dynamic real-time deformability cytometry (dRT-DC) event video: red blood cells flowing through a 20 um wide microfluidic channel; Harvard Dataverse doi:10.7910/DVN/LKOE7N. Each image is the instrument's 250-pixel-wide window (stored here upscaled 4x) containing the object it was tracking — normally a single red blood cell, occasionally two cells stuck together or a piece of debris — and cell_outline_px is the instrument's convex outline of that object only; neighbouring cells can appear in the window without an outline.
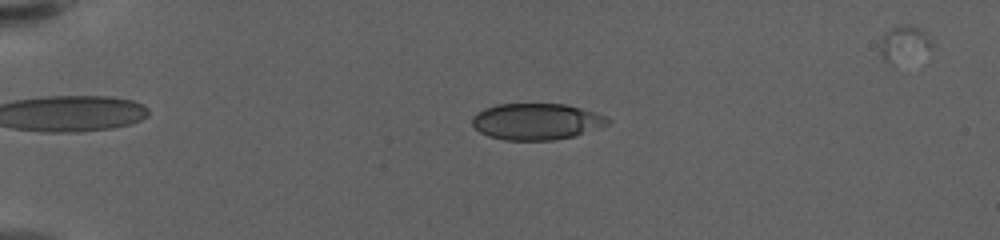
{"species": "human", "species_latin": "Homo sapiens", "temperature_condition": "warm", "stored_images_in_passage": 60, "camera_frame_rate_fps": 3000, "um_per_image_px": 0.085, "donor": {"sex": "female"}, "frame": {"image": 1, "passage_image": 16, "time_ms": 5.0, "image_size_px": [1000, 240], "cell_outline_px": [[612, 120], [608, 124], [600, 128], [572, 136], [552, 140], [504, 140], [488, 136], [480, 132], [472, 124], [472, 116], [484, 108], [496, 104], [564, 104], [580, 108], [604, 116]], "centroid_in_image_um": [45.57, 10.33], "position_along_channel_um": 39.4, "area_um2": 28.61}}
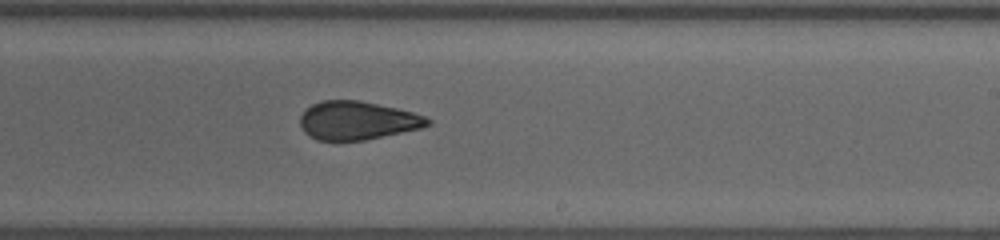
{"frame": {"image": 2, "passage_image": 39, "time_ms": 12.667, "image_size_px": [1000, 240], "cell_outline_px": [[432, 124], [424, 128], [364, 140], [316, 140], [304, 132], [300, 124], [300, 116], [312, 104], [324, 100], [360, 100], [396, 108], [412, 112], [424, 116], [432, 120]], "centroid_in_image_um": [30.41, 10.25], "position_along_channel_um": 258.6, "area_um2": 28.55}}
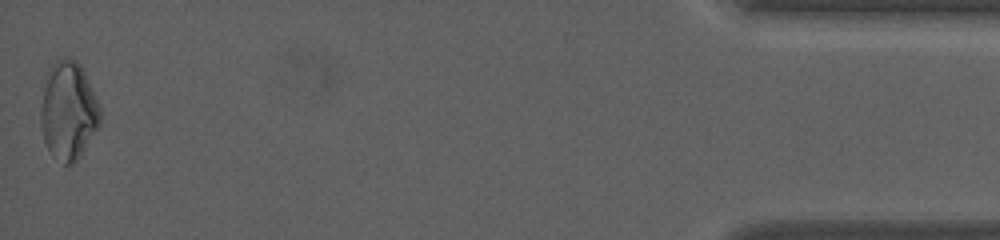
{"frame": {"image": 3, "passage_image": 60, "time_ms": 19.667, "image_size_px": [1000, 240], "cell_outline_px": [[100, 124], [80, 156], [72, 164], [64, 164], [52, 156], [44, 140], [40, 120], [40, 108], [44, 92], [52, 64], [56, 60], [76, 60], [80, 64], [84, 72], [100, 108]], "centroid_in_image_um": [5.81, 9.48], "position_along_channel_um": 429.4, "area_um2": 33.12}, "authors_computed_cell_mechanics": {"area_um2": 29.2757, "velocity_mm_per_s": 3.5774, "shape_relaxation_time_tau1_ms": null, "shape_relaxation_time_tau2_ms": 1.8976, "deformation_change_tau1": null, "deformation_change_tau2": 0.0607}}